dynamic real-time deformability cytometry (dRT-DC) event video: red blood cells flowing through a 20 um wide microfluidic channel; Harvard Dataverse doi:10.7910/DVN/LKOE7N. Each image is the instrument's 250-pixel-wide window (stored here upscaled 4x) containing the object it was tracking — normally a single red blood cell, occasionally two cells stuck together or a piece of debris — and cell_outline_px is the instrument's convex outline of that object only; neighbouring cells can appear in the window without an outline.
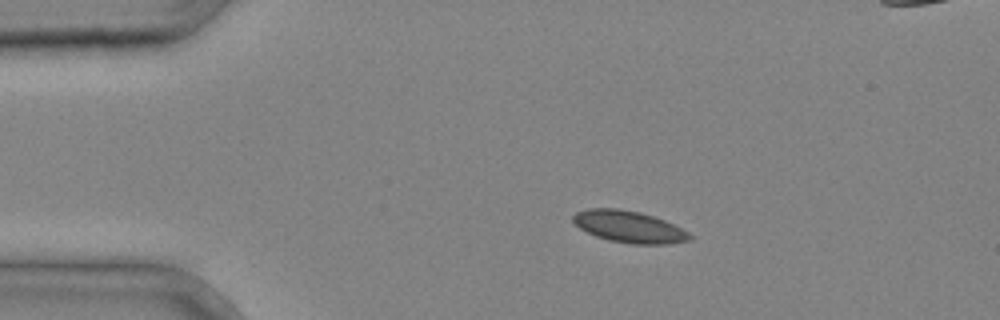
{"species": "common noctule bat (a hibernating species)", "species_latin": "Nyctalus noctula", "temperature_condition": "cold", "stored_images_in_passage": 4, "camera_frame_rate_fps": 3000, "um_per_image_px": 0.085, "animal": {"sex": "male", "body_mass_g": 20.4}, "frame": {"image": 1, "passage_image": 3, "time_ms": 0.667, "image_size_px": [1000, 320], "cell_outline_px": [[692, 240], [668, 244], [632, 244], [608, 240], [596, 236], [580, 228], [572, 220], [572, 216], [576, 212], [588, 208], [616, 208], [640, 212], [664, 220], [688, 232], [692, 236]], "centroid_in_image_um": [53.46, 19.27], "position_along_channel_um": 31.5, "area_um2": 21.5}}